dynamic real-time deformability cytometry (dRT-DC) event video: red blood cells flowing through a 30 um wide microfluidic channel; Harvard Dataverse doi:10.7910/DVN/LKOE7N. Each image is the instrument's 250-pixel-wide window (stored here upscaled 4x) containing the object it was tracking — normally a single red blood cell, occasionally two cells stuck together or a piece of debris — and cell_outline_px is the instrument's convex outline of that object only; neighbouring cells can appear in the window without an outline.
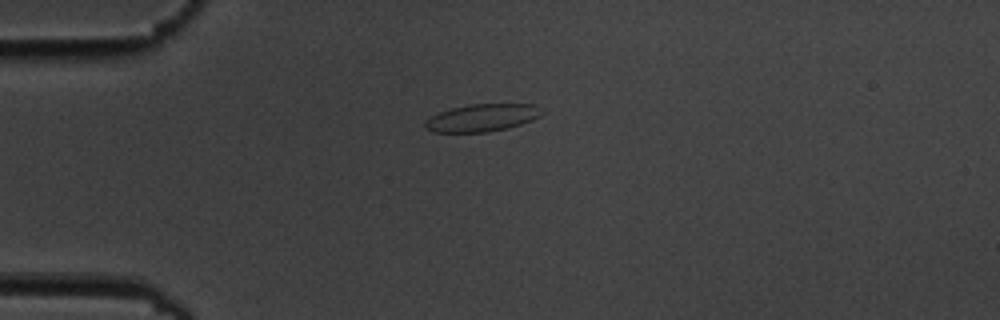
{"species": "common noctule bat (a hibernating species)", "species_latin": "Nyctalus noctula", "temperature_condition": "cold", "stored_images_in_passage": 6, "camera_frame_rate_fps": 3000, "um_per_image_px": 0.085, "animal": {"sex": "male", "body_mass_g": 19.5, "forearm_length_mm": 54.6}, "frame": {"image": 1, "passage_image": 6, "time_ms": 6.333, "image_size_px": [1000, 320], "cell_outline_px": [[544, 112], [540, 116], [532, 120], [508, 128], [488, 132], [432, 132], [424, 128], [424, 120], [440, 112], [452, 108], [468, 104], [536, 104]], "centroid_in_image_um": [40.97, 10.01], "position_along_channel_um": 44.0, "area_um2": 18.79}}